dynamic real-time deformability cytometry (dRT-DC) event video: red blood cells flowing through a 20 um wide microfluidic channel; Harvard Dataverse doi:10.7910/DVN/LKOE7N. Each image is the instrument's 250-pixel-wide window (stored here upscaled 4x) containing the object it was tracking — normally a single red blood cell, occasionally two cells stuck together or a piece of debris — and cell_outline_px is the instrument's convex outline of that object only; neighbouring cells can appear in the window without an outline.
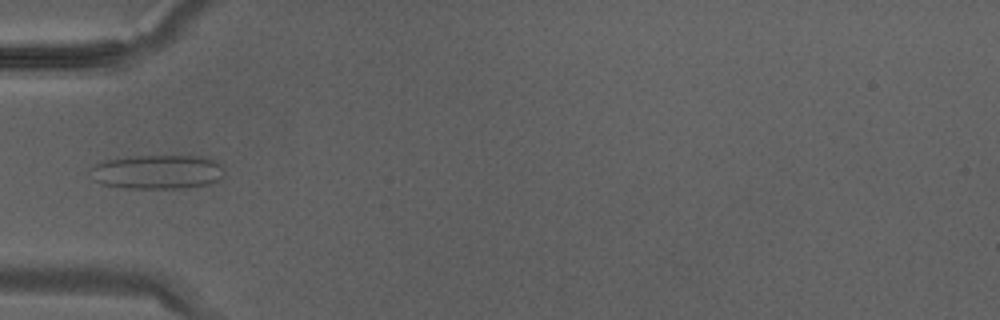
{"species": "Egyptian fruit bat (a non-hibernating species)", "species_latin": "Rousettus aegyptiacus", "temperature_condition": "warm", "stored_images_in_passage": 25, "camera_frame_rate_fps": 3000, "um_per_image_px": 0.085, "animal": {"sex": "male"}, "frame": {"image": 1, "passage_image": 11, "time_ms": 3.333, "image_size_px": [1000, 320], "cell_outline_px": [[224, 176], [208, 184], [180, 188], [124, 188], [100, 184], [88, 172], [96, 164], [104, 160], [136, 156], [208, 156], [220, 164], [224, 172]], "centroid_in_image_um": [13.38, 14.6], "position_along_channel_um": 71.6, "area_um2": 26.7}}
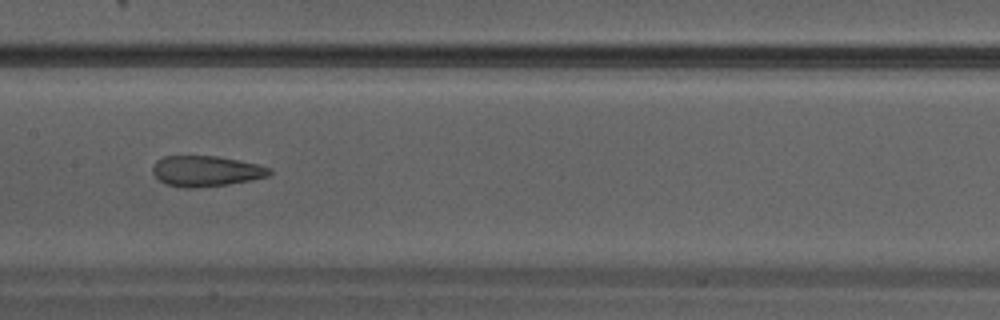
{"frame": {"image": 2, "passage_image": 17, "time_ms": 5.333, "image_size_px": [1000, 320], "cell_outline_px": [[272, 172], [268, 176], [252, 180], [228, 184], [196, 188], [184, 188], [164, 184], [152, 172], [152, 168], [156, 160], [164, 156], [216, 156], [260, 164], [272, 168]], "centroid_in_image_um": [17.52, 14.54], "position_along_channel_um": 189.9, "area_um2": 21.04}}
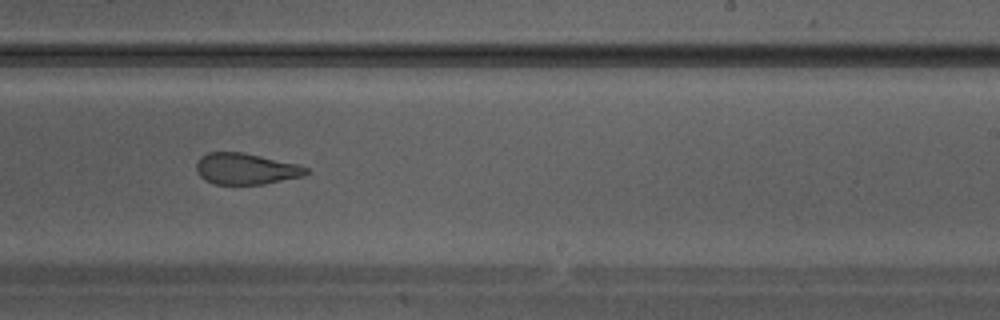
{"frame": {"image": 3, "passage_image": 21, "time_ms": 6.667, "image_size_px": [1000, 320], "cell_outline_px": [[308, 172], [304, 176], [264, 184], [216, 184], [204, 180], [196, 172], [196, 164], [200, 156], [208, 152], [240, 152], [260, 156], [296, 164], [308, 168]], "centroid_in_image_um": [20.86, 14.35], "position_along_channel_um": 268.1, "area_um2": 19.88}}